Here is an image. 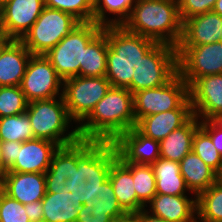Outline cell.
<instances>
[{
	"mask_svg": "<svg viewBox=\"0 0 222 222\" xmlns=\"http://www.w3.org/2000/svg\"><path fill=\"white\" fill-rule=\"evenodd\" d=\"M80 23L69 13L45 6L20 41L32 55H45Z\"/></svg>",
	"mask_w": 222,
	"mask_h": 222,
	"instance_id": "6",
	"label": "cell"
},
{
	"mask_svg": "<svg viewBox=\"0 0 222 222\" xmlns=\"http://www.w3.org/2000/svg\"><path fill=\"white\" fill-rule=\"evenodd\" d=\"M118 158L113 142L82 139V174L86 181L87 203L99 201L100 185L109 177L112 163Z\"/></svg>",
	"mask_w": 222,
	"mask_h": 222,
	"instance_id": "9",
	"label": "cell"
},
{
	"mask_svg": "<svg viewBox=\"0 0 222 222\" xmlns=\"http://www.w3.org/2000/svg\"><path fill=\"white\" fill-rule=\"evenodd\" d=\"M152 167L156 179L157 194L185 195L186 190L189 191L180 173L178 162L159 157Z\"/></svg>",
	"mask_w": 222,
	"mask_h": 222,
	"instance_id": "26",
	"label": "cell"
},
{
	"mask_svg": "<svg viewBox=\"0 0 222 222\" xmlns=\"http://www.w3.org/2000/svg\"><path fill=\"white\" fill-rule=\"evenodd\" d=\"M108 211H104L97 205L84 204L80 210L76 222H110Z\"/></svg>",
	"mask_w": 222,
	"mask_h": 222,
	"instance_id": "40",
	"label": "cell"
},
{
	"mask_svg": "<svg viewBox=\"0 0 222 222\" xmlns=\"http://www.w3.org/2000/svg\"><path fill=\"white\" fill-rule=\"evenodd\" d=\"M200 127L211 137L212 143L222 155V120H205Z\"/></svg>",
	"mask_w": 222,
	"mask_h": 222,
	"instance_id": "41",
	"label": "cell"
},
{
	"mask_svg": "<svg viewBox=\"0 0 222 222\" xmlns=\"http://www.w3.org/2000/svg\"><path fill=\"white\" fill-rule=\"evenodd\" d=\"M179 164L187 188L196 197L215 183V171L193 151L185 155Z\"/></svg>",
	"mask_w": 222,
	"mask_h": 222,
	"instance_id": "25",
	"label": "cell"
},
{
	"mask_svg": "<svg viewBox=\"0 0 222 222\" xmlns=\"http://www.w3.org/2000/svg\"><path fill=\"white\" fill-rule=\"evenodd\" d=\"M106 34L101 31L85 48L83 65H80V76H106V60L108 52Z\"/></svg>",
	"mask_w": 222,
	"mask_h": 222,
	"instance_id": "27",
	"label": "cell"
},
{
	"mask_svg": "<svg viewBox=\"0 0 222 222\" xmlns=\"http://www.w3.org/2000/svg\"><path fill=\"white\" fill-rule=\"evenodd\" d=\"M4 33H3V30H2V25H1V20H0V41L4 38Z\"/></svg>",
	"mask_w": 222,
	"mask_h": 222,
	"instance_id": "52",
	"label": "cell"
},
{
	"mask_svg": "<svg viewBox=\"0 0 222 222\" xmlns=\"http://www.w3.org/2000/svg\"><path fill=\"white\" fill-rule=\"evenodd\" d=\"M10 0H0V7L4 6Z\"/></svg>",
	"mask_w": 222,
	"mask_h": 222,
	"instance_id": "53",
	"label": "cell"
},
{
	"mask_svg": "<svg viewBox=\"0 0 222 222\" xmlns=\"http://www.w3.org/2000/svg\"><path fill=\"white\" fill-rule=\"evenodd\" d=\"M2 139L0 138V178L3 176V161H2V153H1V149H2Z\"/></svg>",
	"mask_w": 222,
	"mask_h": 222,
	"instance_id": "50",
	"label": "cell"
},
{
	"mask_svg": "<svg viewBox=\"0 0 222 222\" xmlns=\"http://www.w3.org/2000/svg\"><path fill=\"white\" fill-rule=\"evenodd\" d=\"M118 157L125 163L152 165L160 157V142L141 134L135 127L114 142Z\"/></svg>",
	"mask_w": 222,
	"mask_h": 222,
	"instance_id": "16",
	"label": "cell"
},
{
	"mask_svg": "<svg viewBox=\"0 0 222 222\" xmlns=\"http://www.w3.org/2000/svg\"><path fill=\"white\" fill-rule=\"evenodd\" d=\"M139 61L106 60V78L112 87L126 88L132 93L134 66Z\"/></svg>",
	"mask_w": 222,
	"mask_h": 222,
	"instance_id": "33",
	"label": "cell"
},
{
	"mask_svg": "<svg viewBox=\"0 0 222 222\" xmlns=\"http://www.w3.org/2000/svg\"><path fill=\"white\" fill-rule=\"evenodd\" d=\"M192 151L215 172L222 162V155L212 143L211 137L199 127L193 137Z\"/></svg>",
	"mask_w": 222,
	"mask_h": 222,
	"instance_id": "35",
	"label": "cell"
},
{
	"mask_svg": "<svg viewBox=\"0 0 222 222\" xmlns=\"http://www.w3.org/2000/svg\"><path fill=\"white\" fill-rule=\"evenodd\" d=\"M189 100L198 119L222 120V73L194 80L189 85Z\"/></svg>",
	"mask_w": 222,
	"mask_h": 222,
	"instance_id": "13",
	"label": "cell"
},
{
	"mask_svg": "<svg viewBox=\"0 0 222 222\" xmlns=\"http://www.w3.org/2000/svg\"><path fill=\"white\" fill-rule=\"evenodd\" d=\"M44 0H10L1 7V25L4 36L21 40L44 9Z\"/></svg>",
	"mask_w": 222,
	"mask_h": 222,
	"instance_id": "14",
	"label": "cell"
},
{
	"mask_svg": "<svg viewBox=\"0 0 222 222\" xmlns=\"http://www.w3.org/2000/svg\"><path fill=\"white\" fill-rule=\"evenodd\" d=\"M96 205L102 210L108 211V217L110 219L120 217L127 213L120 206L109 178L100 185L99 201Z\"/></svg>",
	"mask_w": 222,
	"mask_h": 222,
	"instance_id": "38",
	"label": "cell"
},
{
	"mask_svg": "<svg viewBox=\"0 0 222 222\" xmlns=\"http://www.w3.org/2000/svg\"><path fill=\"white\" fill-rule=\"evenodd\" d=\"M178 73L188 86L206 75L222 73V42L178 46Z\"/></svg>",
	"mask_w": 222,
	"mask_h": 222,
	"instance_id": "10",
	"label": "cell"
},
{
	"mask_svg": "<svg viewBox=\"0 0 222 222\" xmlns=\"http://www.w3.org/2000/svg\"><path fill=\"white\" fill-rule=\"evenodd\" d=\"M147 210H142L134 214V222H167L164 219L149 214Z\"/></svg>",
	"mask_w": 222,
	"mask_h": 222,
	"instance_id": "46",
	"label": "cell"
},
{
	"mask_svg": "<svg viewBox=\"0 0 222 222\" xmlns=\"http://www.w3.org/2000/svg\"><path fill=\"white\" fill-rule=\"evenodd\" d=\"M108 178L120 206L127 213H137V195L134 189L132 163H125L118 157L111 165Z\"/></svg>",
	"mask_w": 222,
	"mask_h": 222,
	"instance_id": "23",
	"label": "cell"
},
{
	"mask_svg": "<svg viewBox=\"0 0 222 222\" xmlns=\"http://www.w3.org/2000/svg\"><path fill=\"white\" fill-rule=\"evenodd\" d=\"M102 30L103 27L95 22H81L45 54V57L63 80L80 76L84 48Z\"/></svg>",
	"mask_w": 222,
	"mask_h": 222,
	"instance_id": "4",
	"label": "cell"
},
{
	"mask_svg": "<svg viewBox=\"0 0 222 222\" xmlns=\"http://www.w3.org/2000/svg\"><path fill=\"white\" fill-rule=\"evenodd\" d=\"M44 4L69 13L80 22H93L94 0H44Z\"/></svg>",
	"mask_w": 222,
	"mask_h": 222,
	"instance_id": "36",
	"label": "cell"
},
{
	"mask_svg": "<svg viewBox=\"0 0 222 222\" xmlns=\"http://www.w3.org/2000/svg\"><path fill=\"white\" fill-rule=\"evenodd\" d=\"M178 73L177 48L157 43L134 66L132 94L143 89L163 86Z\"/></svg>",
	"mask_w": 222,
	"mask_h": 222,
	"instance_id": "7",
	"label": "cell"
},
{
	"mask_svg": "<svg viewBox=\"0 0 222 222\" xmlns=\"http://www.w3.org/2000/svg\"><path fill=\"white\" fill-rule=\"evenodd\" d=\"M28 103L20 86L0 87V118L25 113Z\"/></svg>",
	"mask_w": 222,
	"mask_h": 222,
	"instance_id": "34",
	"label": "cell"
},
{
	"mask_svg": "<svg viewBox=\"0 0 222 222\" xmlns=\"http://www.w3.org/2000/svg\"><path fill=\"white\" fill-rule=\"evenodd\" d=\"M0 189L23 205L41 201L46 193L45 174L6 172L0 178Z\"/></svg>",
	"mask_w": 222,
	"mask_h": 222,
	"instance_id": "18",
	"label": "cell"
},
{
	"mask_svg": "<svg viewBox=\"0 0 222 222\" xmlns=\"http://www.w3.org/2000/svg\"><path fill=\"white\" fill-rule=\"evenodd\" d=\"M134 116L137 122L145 116L173 109H192L189 86L177 73L168 83L133 94Z\"/></svg>",
	"mask_w": 222,
	"mask_h": 222,
	"instance_id": "5",
	"label": "cell"
},
{
	"mask_svg": "<svg viewBox=\"0 0 222 222\" xmlns=\"http://www.w3.org/2000/svg\"><path fill=\"white\" fill-rule=\"evenodd\" d=\"M85 120L78 126L80 139L114 142L136 125L133 94L111 87Z\"/></svg>",
	"mask_w": 222,
	"mask_h": 222,
	"instance_id": "1",
	"label": "cell"
},
{
	"mask_svg": "<svg viewBox=\"0 0 222 222\" xmlns=\"http://www.w3.org/2000/svg\"><path fill=\"white\" fill-rule=\"evenodd\" d=\"M122 26L129 32L177 48L183 33L178 0H137Z\"/></svg>",
	"mask_w": 222,
	"mask_h": 222,
	"instance_id": "2",
	"label": "cell"
},
{
	"mask_svg": "<svg viewBox=\"0 0 222 222\" xmlns=\"http://www.w3.org/2000/svg\"><path fill=\"white\" fill-rule=\"evenodd\" d=\"M220 42H222V29H221V37H220Z\"/></svg>",
	"mask_w": 222,
	"mask_h": 222,
	"instance_id": "54",
	"label": "cell"
},
{
	"mask_svg": "<svg viewBox=\"0 0 222 222\" xmlns=\"http://www.w3.org/2000/svg\"><path fill=\"white\" fill-rule=\"evenodd\" d=\"M134 189L137 195V213L147 207L156 193V179L152 165L132 163Z\"/></svg>",
	"mask_w": 222,
	"mask_h": 222,
	"instance_id": "29",
	"label": "cell"
},
{
	"mask_svg": "<svg viewBox=\"0 0 222 222\" xmlns=\"http://www.w3.org/2000/svg\"><path fill=\"white\" fill-rule=\"evenodd\" d=\"M216 0H178L182 22L192 16L213 10Z\"/></svg>",
	"mask_w": 222,
	"mask_h": 222,
	"instance_id": "39",
	"label": "cell"
},
{
	"mask_svg": "<svg viewBox=\"0 0 222 222\" xmlns=\"http://www.w3.org/2000/svg\"><path fill=\"white\" fill-rule=\"evenodd\" d=\"M57 98L31 101L28 103L26 113L30 118L34 138L51 141L60 147L76 142L80 136L78 126L64 135L72 119L63 97Z\"/></svg>",
	"mask_w": 222,
	"mask_h": 222,
	"instance_id": "3",
	"label": "cell"
},
{
	"mask_svg": "<svg viewBox=\"0 0 222 222\" xmlns=\"http://www.w3.org/2000/svg\"><path fill=\"white\" fill-rule=\"evenodd\" d=\"M0 138L2 142H25L34 139L30 118L25 112L0 118Z\"/></svg>",
	"mask_w": 222,
	"mask_h": 222,
	"instance_id": "31",
	"label": "cell"
},
{
	"mask_svg": "<svg viewBox=\"0 0 222 222\" xmlns=\"http://www.w3.org/2000/svg\"><path fill=\"white\" fill-rule=\"evenodd\" d=\"M107 36V59L140 61L156 44L152 39L126 30L123 26H104Z\"/></svg>",
	"mask_w": 222,
	"mask_h": 222,
	"instance_id": "15",
	"label": "cell"
},
{
	"mask_svg": "<svg viewBox=\"0 0 222 222\" xmlns=\"http://www.w3.org/2000/svg\"><path fill=\"white\" fill-rule=\"evenodd\" d=\"M66 181V178L45 176V188L46 190H60L61 188H65Z\"/></svg>",
	"mask_w": 222,
	"mask_h": 222,
	"instance_id": "45",
	"label": "cell"
},
{
	"mask_svg": "<svg viewBox=\"0 0 222 222\" xmlns=\"http://www.w3.org/2000/svg\"><path fill=\"white\" fill-rule=\"evenodd\" d=\"M0 222H30L25 207L0 189Z\"/></svg>",
	"mask_w": 222,
	"mask_h": 222,
	"instance_id": "37",
	"label": "cell"
},
{
	"mask_svg": "<svg viewBox=\"0 0 222 222\" xmlns=\"http://www.w3.org/2000/svg\"><path fill=\"white\" fill-rule=\"evenodd\" d=\"M86 182L66 181L65 188L46 190L43 222H76L80 208L87 203Z\"/></svg>",
	"mask_w": 222,
	"mask_h": 222,
	"instance_id": "12",
	"label": "cell"
},
{
	"mask_svg": "<svg viewBox=\"0 0 222 222\" xmlns=\"http://www.w3.org/2000/svg\"><path fill=\"white\" fill-rule=\"evenodd\" d=\"M111 87L105 76H74L63 80L62 97L71 119L79 124L85 121Z\"/></svg>",
	"mask_w": 222,
	"mask_h": 222,
	"instance_id": "8",
	"label": "cell"
},
{
	"mask_svg": "<svg viewBox=\"0 0 222 222\" xmlns=\"http://www.w3.org/2000/svg\"><path fill=\"white\" fill-rule=\"evenodd\" d=\"M11 41V39L4 37L1 41H0V54L2 49Z\"/></svg>",
	"mask_w": 222,
	"mask_h": 222,
	"instance_id": "51",
	"label": "cell"
},
{
	"mask_svg": "<svg viewBox=\"0 0 222 222\" xmlns=\"http://www.w3.org/2000/svg\"><path fill=\"white\" fill-rule=\"evenodd\" d=\"M193 116V109H173L145 116L136 122L135 128L146 137L160 142L173 130L185 125Z\"/></svg>",
	"mask_w": 222,
	"mask_h": 222,
	"instance_id": "21",
	"label": "cell"
},
{
	"mask_svg": "<svg viewBox=\"0 0 222 222\" xmlns=\"http://www.w3.org/2000/svg\"><path fill=\"white\" fill-rule=\"evenodd\" d=\"M137 0H94L93 22L104 27L122 26L129 18L133 6ZM115 14L117 18H106V13Z\"/></svg>",
	"mask_w": 222,
	"mask_h": 222,
	"instance_id": "28",
	"label": "cell"
},
{
	"mask_svg": "<svg viewBox=\"0 0 222 222\" xmlns=\"http://www.w3.org/2000/svg\"><path fill=\"white\" fill-rule=\"evenodd\" d=\"M74 168H77V141L60 146L53 154L51 164L44 174L68 179L74 173Z\"/></svg>",
	"mask_w": 222,
	"mask_h": 222,
	"instance_id": "32",
	"label": "cell"
},
{
	"mask_svg": "<svg viewBox=\"0 0 222 222\" xmlns=\"http://www.w3.org/2000/svg\"><path fill=\"white\" fill-rule=\"evenodd\" d=\"M199 127L200 121L193 116L185 125L173 130L160 141V157L179 163L192 151L193 137Z\"/></svg>",
	"mask_w": 222,
	"mask_h": 222,
	"instance_id": "24",
	"label": "cell"
},
{
	"mask_svg": "<svg viewBox=\"0 0 222 222\" xmlns=\"http://www.w3.org/2000/svg\"><path fill=\"white\" fill-rule=\"evenodd\" d=\"M22 142L7 141L2 144L3 175L15 163L18 154V148H21Z\"/></svg>",
	"mask_w": 222,
	"mask_h": 222,
	"instance_id": "42",
	"label": "cell"
},
{
	"mask_svg": "<svg viewBox=\"0 0 222 222\" xmlns=\"http://www.w3.org/2000/svg\"><path fill=\"white\" fill-rule=\"evenodd\" d=\"M215 183L222 186V162L215 172Z\"/></svg>",
	"mask_w": 222,
	"mask_h": 222,
	"instance_id": "48",
	"label": "cell"
},
{
	"mask_svg": "<svg viewBox=\"0 0 222 222\" xmlns=\"http://www.w3.org/2000/svg\"><path fill=\"white\" fill-rule=\"evenodd\" d=\"M24 207L30 222H43V205L41 201L25 204Z\"/></svg>",
	"mask_w": 222,
	"mask_h": 222,
	"instance_id": "43",
	"label": "cell"
},
{
	"mask_svg": "<svg viewBox=\"0 0 222 222\" xmlns=\"http://www.w3.org/2000/svg\"><path fill=\"white\" fill-rule=\"evenodd\" d=\"M151 215L167 222H197V198L186 195L156 194L149 202Z\"/></svg>",
	"mask_w": 222,
	"mask_h": 222,
	"instance_id": "20",
	"label": "cell"
},
{
	"mask_svg": "<svg viewBox=\"0 0 222 222\" xmlns=\"http://www.w3.org/2000/svg\"><path fill=\"white\" fill-rule=\"evenodd\" d=\"M30 51L20 40H11L0 54V87L20 86Z\"/></svg>",
	"mask_w": 222,
	"mask_h": 222,
	"instance_id": "22",
	"label": "cell"
},
{
	"mask_svg": "<svg viewBox=\"0 0 222 222\" xmlns=\"http://www.w3.org/2000/svg\"><path fill=\"white\" fill-rule=\"evenodd\" d=\"M222 17L214 11L198 14L183 22L178 46H201L220 42Z\"/></svg>",
	"mask_w": 222,
	"mask_h": 222,
	"instance_id": "19",
	"label": "cell"
},
{
	"mask_svg": "<svg viewBox=\"0 0 222 222\" xmlns=\"http://www.w3.org/2000/svg\"><path fill=\"white\" fill-rule=\"evenodd\" d=\"M197 219L222 222V186L214 183L197 197ZM197 220V222H201Z\"/></svg>",
	"mask_w": 222,
	"mask_h": 222,
	"instance_id": "30",
	"label": "cell"
},
{
	"mask_svg": "<svg viewBox=\"0 0 222 222\" xmlns=\"http://www.w3.org/2000/svg\"><path fill=\"white\" fill-rule=\"evenodd\" d=\"M222 17V0H216L213 10Z\"/></svg>",
	"mask_w": 222,
	"mask_h": 222,
	"instance_id": "49",
	"label": "cell"
},
{
	"mask_svg": "<svg viewBox=\"0 0 222 222\" xmlns=\"http://www.w3.org/2000/svg\"><path fill=\"white\" fill-rule=\"evenodd\" d=\"M58 148L56 143L45 139L27 140L18 148L17 159L7 172L45 173Z\"/></svg>",
	"mask_w": 222,
	"mask_h": 222,
	"instance_id": "17",
	"label": "cell"
},
{
	"mask_svg": "<svg viewBox=\"0 0 222 222\" xmlns=\"http://www.w3.org/2000/svg\"><path fill=\"white\" fill-rule=\"evenodd\" d=\"M110 222H134V213H126L120 217L111 219Z\"/></svg>",
	"mask_w": 222,
	"mask_h": 222,
	"instance_id": "47",
	"label": "cell"
},
{
	"mask_svg": "<svg viewBox=\"0 0 222 222\" xmlns=\"http://www.w3.org/2000/svg\"><path fill=\"white\" fill-rule=\"evenodd\" d=\"M67 180L86 182L82 174V139L77 140V168H74V173Z\"/></svg>",
	"mask_w": 222,
	"mask_h": 222,
	"instance_id": "44",
	"label": "cell"
},
{
	"mask_svg": "<svg viewBox=\"0 0 222 222\" xmlns=\"http://www.w3.org/2000/svg\"><path fill=\"white\" fill-rule=\"evenodd\" d=\"M63 79L45 57V55H31L22 78L20 88L28 102L48 100L62 96ZM60 95V96H59Z\"/></svg>",
	"mask_w": 222,
	"mask_h": 222,
	"instance_id": "11",
	"label": "cell"
}]
</instances>
